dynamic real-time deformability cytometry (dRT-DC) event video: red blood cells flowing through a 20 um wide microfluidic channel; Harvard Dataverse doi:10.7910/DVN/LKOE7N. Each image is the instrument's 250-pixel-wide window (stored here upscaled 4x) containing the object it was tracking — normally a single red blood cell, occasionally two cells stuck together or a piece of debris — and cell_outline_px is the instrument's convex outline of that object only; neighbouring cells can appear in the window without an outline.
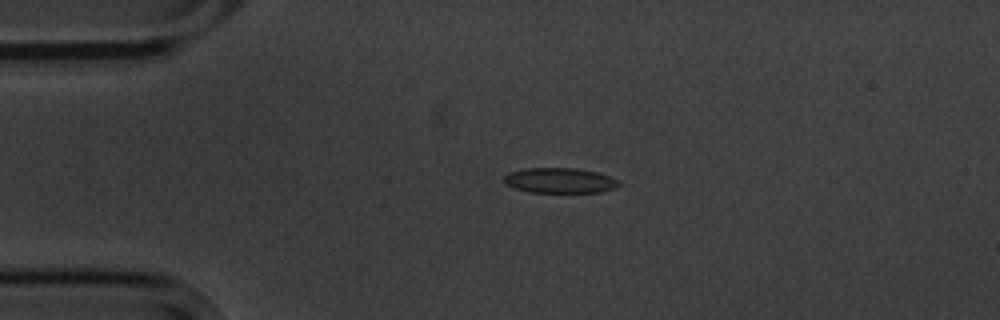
{"species": "common noctule bat (a hibernating species)", "species_latin": "Nyctalus noctula", "temperature_condition": "cold", "stored_images_in_passage": 5, "camera_frame_rate_fps": 3000, "um_per_image_px": 0.085, "animal": {"sex": "male", "body_mass_g": 20.1, "forearm_length_mm": 53.5}, "frame": {"image": 1, "passage_image": 4, "time_ms": 3.667, "image_size_px": [1000, 320], "cell_outline_px": [[620, 184], [616, 188], [600, 192], [528, 192], [504, 184], [504, 176], [508, 172], [528, 168], [576, 168], [596, 172], [620, 180]], "centroid_in_image_um": [47.58, 15.34], "position_along_channel_um": 37.4, "area_um2": 16.88}}